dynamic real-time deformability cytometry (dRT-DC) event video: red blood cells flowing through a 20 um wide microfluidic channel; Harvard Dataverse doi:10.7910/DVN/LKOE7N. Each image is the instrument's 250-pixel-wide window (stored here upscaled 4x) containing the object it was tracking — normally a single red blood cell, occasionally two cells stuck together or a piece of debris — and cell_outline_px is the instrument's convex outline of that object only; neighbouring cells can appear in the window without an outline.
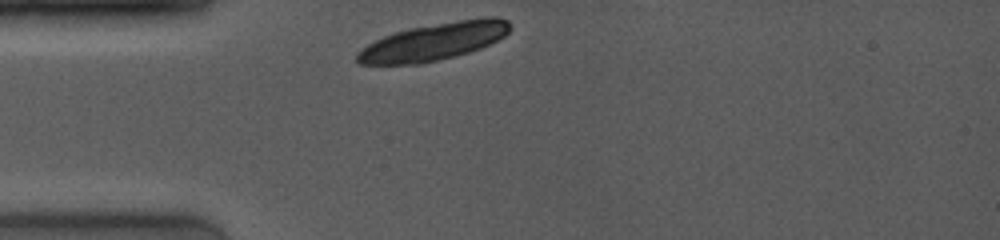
{"species": "common noctule bat (a hibernating species)", "species_latin": "Nyctalus noctula", "temperature_condition": "room temperature", "stored_images_in_passage": 2, "camera_frame_rate_fps": 4000, "um_per_image_px": 0.085, "animal": {"sex": "female", "body_mass_g": 19.0, "forearm_length_mm": 53.3}, "frame": {"image": 1, "passage_image": 1, "time_ms": 0.0, "image_size_px": [1000, 240], "cell_outline_px": [[512, 28], [504, 36], [480, 48], [468, 52], [420, 64], [360, 64], [356, 60], [356, 52], [368, 44], [384, 36], [408, 28], [460, 20], [492, 16], [508, 20]], "centroid_in_image_um": [36.86, 3.53], "position_along_channel_um": 48.1, "area_um2": 32.83}}